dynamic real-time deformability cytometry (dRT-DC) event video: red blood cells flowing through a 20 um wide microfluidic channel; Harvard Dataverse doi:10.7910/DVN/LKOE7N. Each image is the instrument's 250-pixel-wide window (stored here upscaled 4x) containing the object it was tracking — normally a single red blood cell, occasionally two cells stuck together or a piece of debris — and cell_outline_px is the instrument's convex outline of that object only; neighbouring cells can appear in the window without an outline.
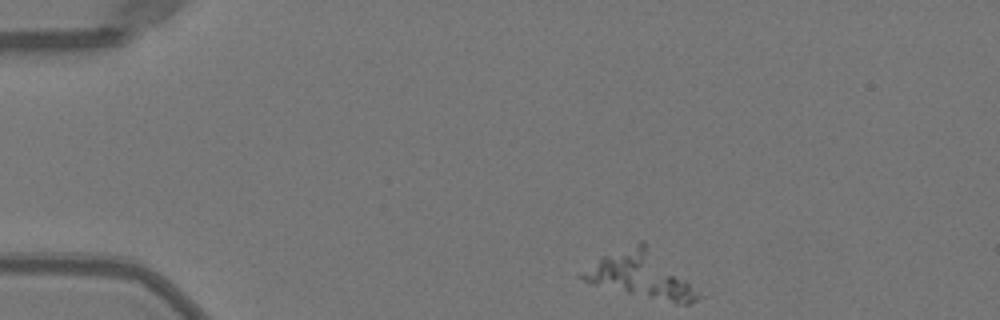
{"species": "Egyptian fruit bat (a non-hibernating species)", "species_latin": "Rousettus aegyptiacus", "temperature_condition": "warm", "stored_images_in_passage": 2, "camera_frame_rate_fps": 3000, "um_per_image_px": 0.085, "animal": {"sex": "female"}, "frame": {"image": 1, "passage_image": 1, "time_ms": 0.0, "image_size_px": [1000, 320], "cell_outline_px": [[704, 296], [692, 304], [676, 304], [592, 284], [584, 280], [580, 276], [580, 272], [604, 256], [640, 240], [644, 240]], "centroid_in_image_um": [54.53, 23.38], "position_along_channel_um": 30.5, "area_um2": 30.52}}